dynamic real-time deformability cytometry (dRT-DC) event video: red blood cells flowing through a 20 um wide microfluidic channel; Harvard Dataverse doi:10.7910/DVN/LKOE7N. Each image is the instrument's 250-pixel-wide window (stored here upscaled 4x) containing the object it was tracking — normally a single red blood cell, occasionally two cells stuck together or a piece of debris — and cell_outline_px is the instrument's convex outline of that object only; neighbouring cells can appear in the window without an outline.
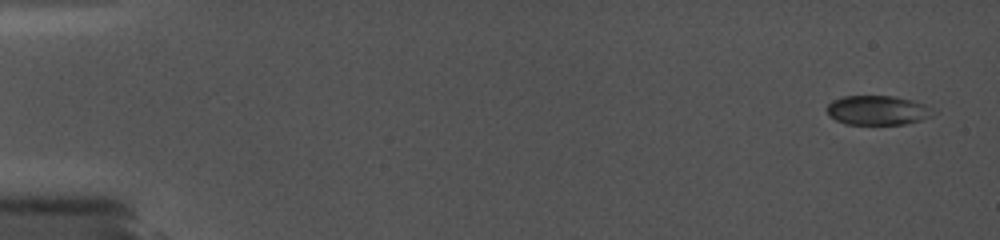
{"species": "common noctule bat (a hibernating species)", "species_latin": "Nyctalus noctula", "temperature_condition": "cold", "stored_images_in_passage": 15, "camera_frame_rate_fps": 5000, "um_per_image_px": 0.085, "animal": {"sex": "female", "body_mass_g": 19.0, "forearm_length_mm": 56.7}, "frame": {"image": 1, "passage_image": 1, "time_ms": 0.0, "image_size_px": [1000, 240], "cell_outline_px": [[936, 112], [932, 116], [920, 120], [904, 124], [844, 124], [828, 116], [828, 104], [832, 100], [844, 96], [892, 96], [912, 100], [924, 104], [932, 108]], "centroid_in_image_um": [74.6, 9.37], "position_along_channel_um": 10.4, "area_um2": 18.21}}
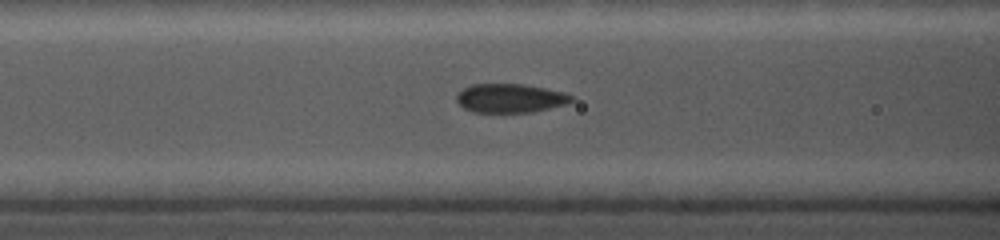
{"frame": {"image": 2, "passage_image": 13, "time_ms": 7.0, "image_size_px": [1000, 240], "cell_outline_px": [[576, 100], [564, 104], [532, 112], [472, 112], [464, 108], [456, 100], [456, 96], [464, 88], [472, 84], [524, 84], [564, 92], [572, 96]], "centroid_in_image_um": [43.37, 8.34], "position_along_channel_um": 123.2, "area_um2": 19.19}}
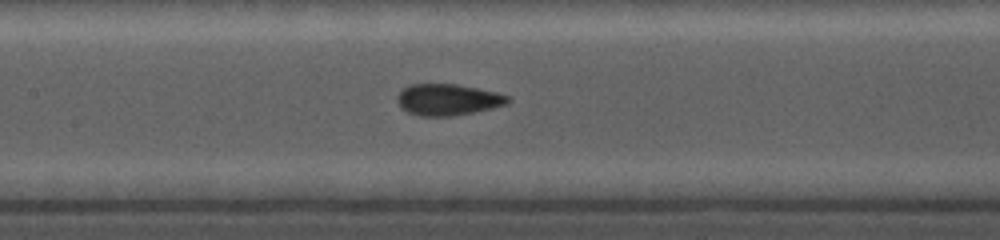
{"frame": {"image": 3, "passage_image": 15, "time_ms": 8.2, "image_size_px": [1000, 240], "cell_outline_px": [[512, 100], [504, 104], [492, 108], [452, 116], [420, 116], [408, 112], [400, 108], [396, 100], [396, 96], [408, 84], [456, 84], [496, 92], [512, 96]], "centroid_in_image_um": [38.05, 8.47], "position_along_channel_um": 169.4, "area_um2": 20.29}}